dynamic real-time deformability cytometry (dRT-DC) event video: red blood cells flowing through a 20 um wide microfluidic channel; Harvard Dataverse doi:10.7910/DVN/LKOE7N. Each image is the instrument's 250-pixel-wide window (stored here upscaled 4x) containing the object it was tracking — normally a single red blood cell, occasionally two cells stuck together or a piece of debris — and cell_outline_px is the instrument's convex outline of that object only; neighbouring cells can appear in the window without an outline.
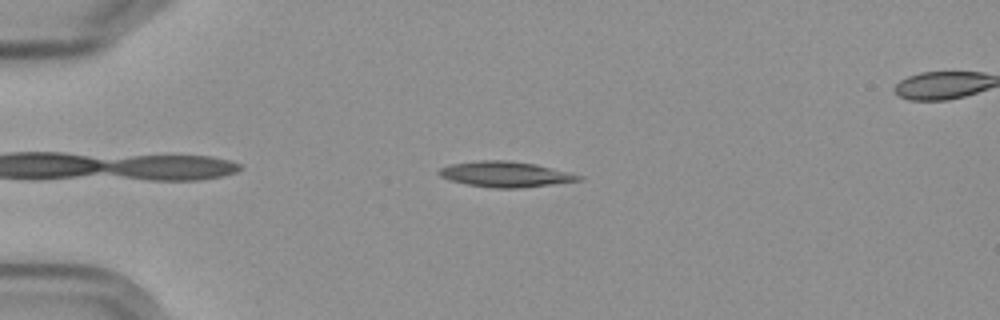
{"species": "Egyptian fruit bat (a non-hibernating species)", "species_latin": "Rousettus aegyptiacus", "temperature_condition": "cold", "stored_images_in_passage": 4, "camera_frame_rate_fps": 3000, "um_per_image_px": 0.085, "frame": {"image": 1, "passage_image": 2, "time_ms": 1.0, "image_size_px": [1000, 320], "cell_outline_px": [[584, 180], [520, 188], [492, 188], [468, 184], [452, 180], [440, 176], [436, 172], [440, 168], [452, 164], [480, 160], [508, 160], [536, 164], [584, 176]], "centroid_in_image_um": [42.99, 14.81], "position_along_channel_um": 42.0, "area_um2": 20.69}}
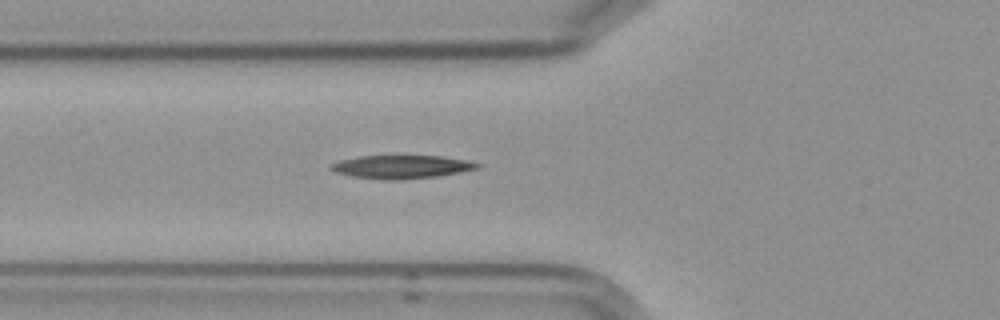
{"frame": {"image": 2, "passage_image": 4, "time_ms": 3.333, "image_size_px": [1000, 320], "cell_outline_px": [[480, 168], [460, 172], [436, 176], [400, 180], [384, 180], [352, 176], [336, 172], [328, 168], [332, 164], [340, 160], [360, 156], [440, 156], [464, 160], [480, 164]], "centroid_in_image_um": [34.1, 14.19], "position_along_channel_um": 91.7, "area_um2": 19.65}}